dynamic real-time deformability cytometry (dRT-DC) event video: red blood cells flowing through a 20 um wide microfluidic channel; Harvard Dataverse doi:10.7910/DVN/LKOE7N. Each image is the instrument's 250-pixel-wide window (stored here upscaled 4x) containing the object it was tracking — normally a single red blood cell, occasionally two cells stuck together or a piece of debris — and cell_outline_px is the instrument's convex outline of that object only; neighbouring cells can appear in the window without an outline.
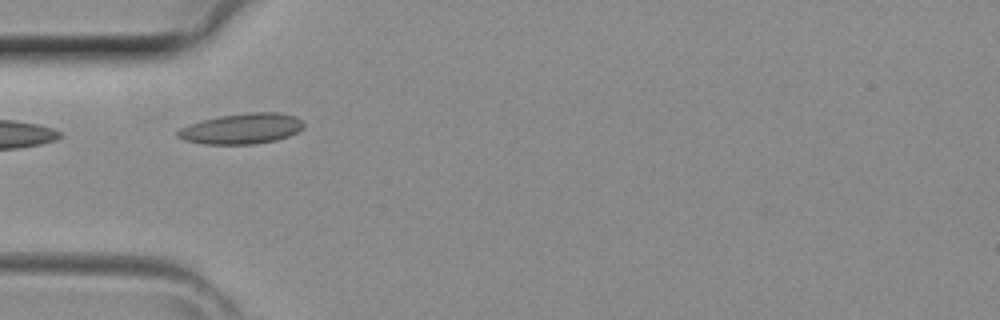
{"species": "common noctule bat (a hibernating species)", "species_latin": "Nyctalus noctula", "temperature_condition": "room temperature", "stored_images_in_passage": 27, "camera_frame_rate_fps": 3000, "um_per_image_px": 0.085, "animal": {"sex": "female", "body_mass_g": 29.2, "forearm_length_mm": 56.3}, "frame": {"image": 1, "passage_image": 1, "time_ms": 0.0, "image_size_px": [1000, 320], "cell_outline_px": [[304, 128], [288, 136], [276, 140], [256, 144], [204, 144], [184, 140], [176, 136], [176, 132], [180, 128], [188, 124], [200, 120], [220, 116], [248, 112], [280, 112], [296, 116], [304, 124]], "centroid_in_image_um": [20.53, 10.93], "position_along_channel_um": 64.5, "area_um2": 22.6}}
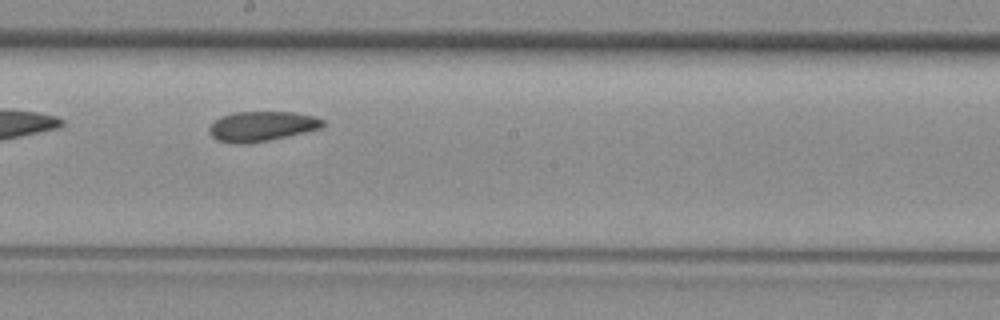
{"frame": {"image": 2, "passage_image": 11, "time_ms": 3.333, "image_size_px": [1000, 320], "cell_outline_px": [[324, 124], [320, 128], [288, 136], [268, 140], [244, 144], [236, 144], [216, 140], [208, 132], [208, 128], [220, 116], [232, 112], [292, 112], [316, 116], [324, 120]], "centroid_in_image_um": [22.22, 10.73], "position_along_channel_um": 226.0, "area_um2": 19.83}}
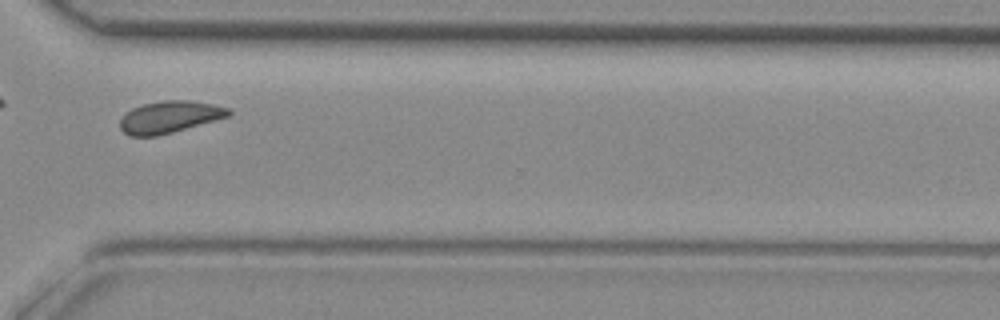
{"frame": {"image": 3, "passage_image": 19, "time_ms": 6.0, "image_size_px": [1000, 320], "cell_outline_px": [[232, 112], [228, 116], [172, 132], [156, 136], [128, 136], [120, 128], [120, 120], [132, 108], [140, 104], [164, 100], [188, 100], [212, 104], [228, 108]], "centroid_in_image_um": [14.37, 9.94], "position_along_channel_um": 356.2, "area_um2": 19.94}}